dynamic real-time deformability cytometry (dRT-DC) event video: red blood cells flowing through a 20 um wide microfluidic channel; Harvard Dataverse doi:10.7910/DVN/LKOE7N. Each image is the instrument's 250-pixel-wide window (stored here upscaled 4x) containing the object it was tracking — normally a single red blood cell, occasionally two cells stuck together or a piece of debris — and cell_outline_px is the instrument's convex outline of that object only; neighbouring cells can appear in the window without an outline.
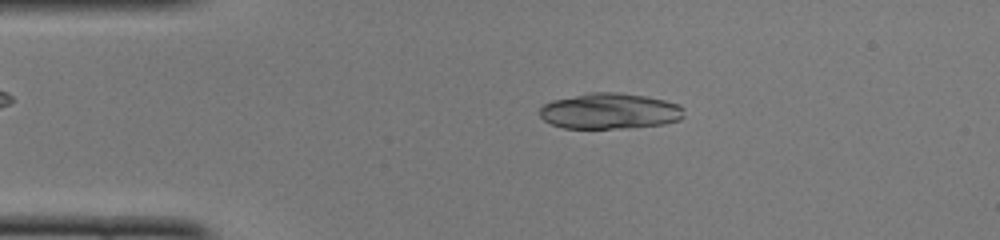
{"species": "common noctule bat (a hibernating species)", "species_latin": "Nyctalus noctula", "temperature_condition": "cold", "stored_images_in_passage": 47, "camera_frame_rate_fps": 3000, "um_per_image_px": 0.085, "animal": {"sex": "female", "body_mass_g": 22.0, "forearm_length_mm": 56.7}, "frame": {"image": 1, "passage_image": 9, "time_ms": 2.667, "image_size_px": [1000, 240], "cell_outline_px": [[684, 116], [680, 120], [664, 124], [628, 128], [564, 128], [552, 124], [544, 120], [540, 116], [540, 108], [544, 104], [552, 100], [592, 92], [616, 92], [644, 96], [664, 100], [676, 104], [684, 108]], "centroid_in_image_um": [51.84, 9.45], "position_along_channel_um": 33.2, "area_um2": 30.06}}